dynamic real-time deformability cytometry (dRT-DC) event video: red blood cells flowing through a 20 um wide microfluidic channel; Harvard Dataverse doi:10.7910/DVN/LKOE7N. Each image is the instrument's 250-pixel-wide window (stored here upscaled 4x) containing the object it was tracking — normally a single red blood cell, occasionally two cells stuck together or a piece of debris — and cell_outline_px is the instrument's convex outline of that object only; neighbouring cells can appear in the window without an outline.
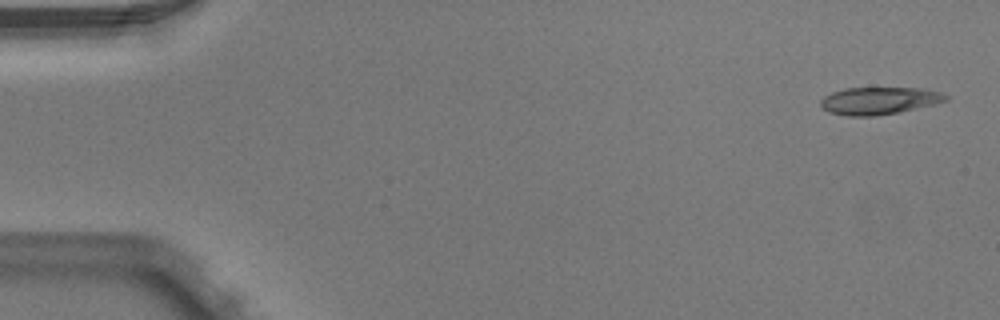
{"species": "Egyptian fruit bat (a non-hibernating species)", "species_latin": "Rousettus aegyptiacus", "temperature_condition": "warm", "stored_images_in_passage": 6, "camera_frame_rate_fps": 3000, "um_per_image_px": 0.085, "animal": {"sex": "male"}, "frame": {"image": 1, "passage_image": 1, "time_ms": 0.0, "image_size_px": [1000, 320], "cell_outline_px": [[948, 100], [936, 104], [900, 112], [876, 116], [848, 116], [828, 112], [820, 104], [820, 100], [824, 96], [832, 92], [844, 88], [924, 88], [940, 92], [948, 96]], "centroid_in_image_um": [74.74, 8.56], "position_along_channel_um": 10.3, "area_um2": 20.11}}
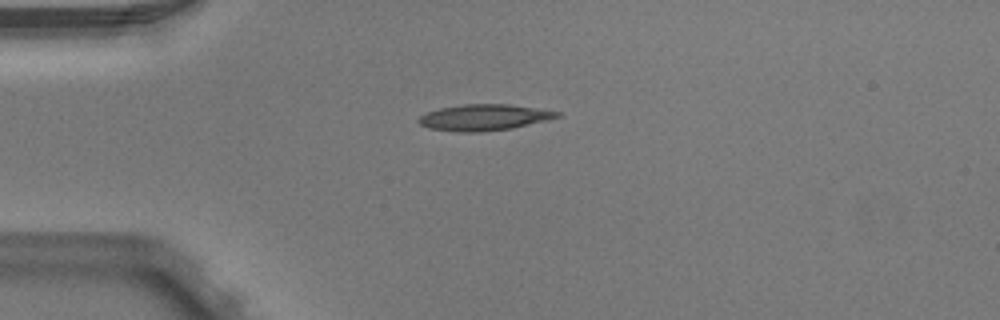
{"frame": {"image": 2, "passage_image": 4, "time_ms": 1.0, "image_size_px": [1000, 320], "cell_outline_px": [[564, 116], [548, 120], [512, 128], [480, 132], [460, 132], [428, 128], [420, 124], [416, 120], [420, 116], [428, 112], [440, 108], [464, 104], [508, 104], [560, 112]], "centroid_in_image_um": [41.15, 9.98], "position_along_channel_um": 43.8, "area_um2": 21.04}}
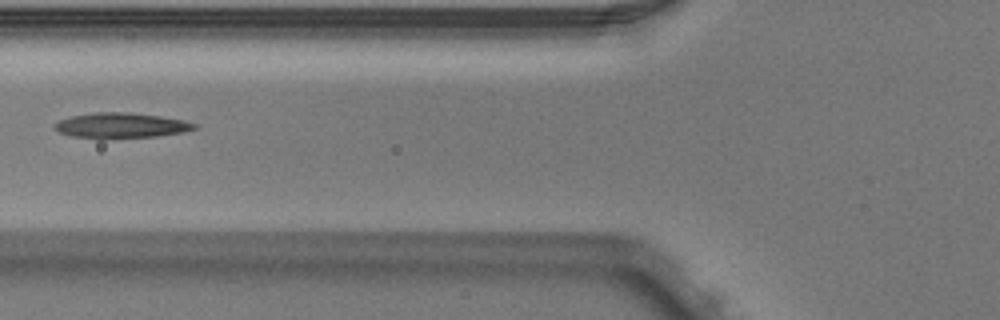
{"frame": {"image": 3, "passage_image": 6, "time_ms": 1.667, "image_size_px": [1000, 320], "cell_outline_px": [[200, 128], [184, 132], [156, 136], [104, 140], [100, 140], [72, 136], [60, 132], [56, 128], [56, 124], [60, 120], [72, 116], [96, 112], [128, 112], [160, 116], [184, 120], [196, 124]], "centroid_in_image_um": [10.34, 10.69], "position_along_channel_um": 115.5, "area_um2": 20.87}}